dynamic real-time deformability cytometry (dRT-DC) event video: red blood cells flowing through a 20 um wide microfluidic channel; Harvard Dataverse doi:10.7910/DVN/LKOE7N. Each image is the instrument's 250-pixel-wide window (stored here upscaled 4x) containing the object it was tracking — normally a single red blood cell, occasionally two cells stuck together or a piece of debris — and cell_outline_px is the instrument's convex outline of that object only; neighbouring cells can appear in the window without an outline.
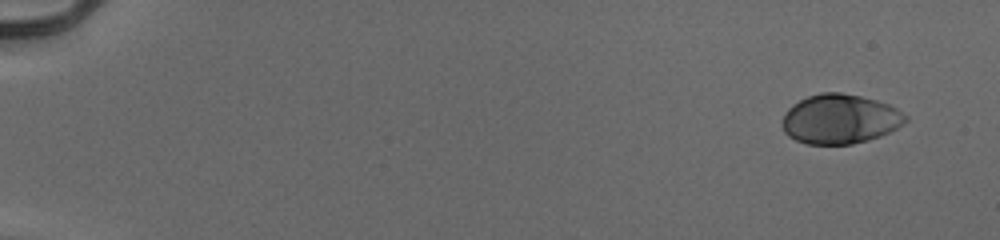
{"species": "human", "species_latin": "Homo sapiens", "temperature_condition": "cold", "stored_images_in_passage": 52, "camera_frame_rate_fps": 3000, "um_per_image_px": 0.085, "donor": {"sex": "male"}, "frame": {"image": 1, "passage_image": 1, "time_ms": 0.0, "image_size_px": [1000, 240], "cell_outline_px": [[908, 120], [896, 128], [880, 136], [868, 140], [852, 144], [808, 144], [796, 140], [788, 136], [784, 132], [784, 116], [788, 108], [792, 104], [808, 96], [820, 92], [840, 92], [860, 96], [876, 100], [888, 104], [896, 108], [908, 116]], "centroid_in_image_um": [71.41, 10.11], "position_along_channel_um": 13.6, "area_um2": 35.43}}
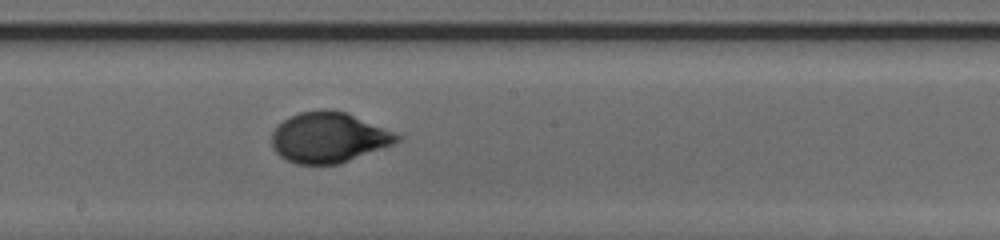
{"frame": {"image": 2, "passage_image": 30, "time_ms": 9.667, "image_size_px": [1000, 240], "cell_outline_px": [[400, 140], [392, 144], [348, 160], [336, 164], [296, 164], [280, 156], [272, 148], [272, 132], [288, 116], [300, 112], [324, 108], [328, 108], [344, 112], [392, 132], [400, 136]], "centroid_in_image_um": [27.86, 11.68], "position_along_channel_um": 220.3, "area_um2": 36.07}}
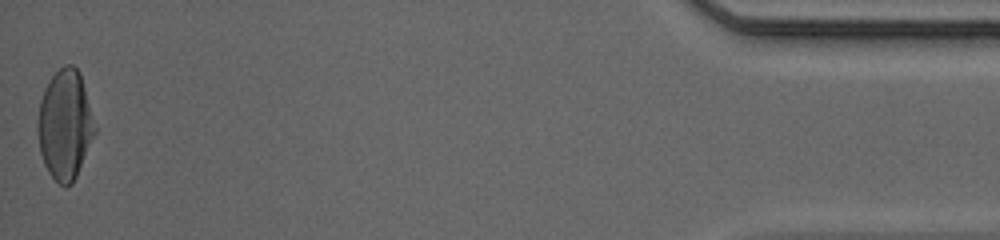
{"frame": {"image": 3, "passage_image": 52, "time_ms": 17.0, "image_size_px": [1000, 240], "cell_outline_px": [[96, 132], [76, 176], [72, 184], [64, 188], [48, 172], [44, 164], [40, 152], [36, 132], [36, 124], [40, 100], [44, 88], [52, 76], [64, 64], [72, 64], [80, 72], [96, 128]], "centroid_in_image_um": [5.5, 10.61], "position_along_channel_um": 429.7, "area_um2": 36.59}, "authors_computed_cell_mechanics": {"area_um2": 35.4314, "velocity_mm_per_s": 3.9367, "shape_relaxation_time_tau1_ms": 3.2593, "shape_relaxation_time_tau2_ms": null, "deformation_change_tau1": 0.153, "deformation_change_tau2": null}}